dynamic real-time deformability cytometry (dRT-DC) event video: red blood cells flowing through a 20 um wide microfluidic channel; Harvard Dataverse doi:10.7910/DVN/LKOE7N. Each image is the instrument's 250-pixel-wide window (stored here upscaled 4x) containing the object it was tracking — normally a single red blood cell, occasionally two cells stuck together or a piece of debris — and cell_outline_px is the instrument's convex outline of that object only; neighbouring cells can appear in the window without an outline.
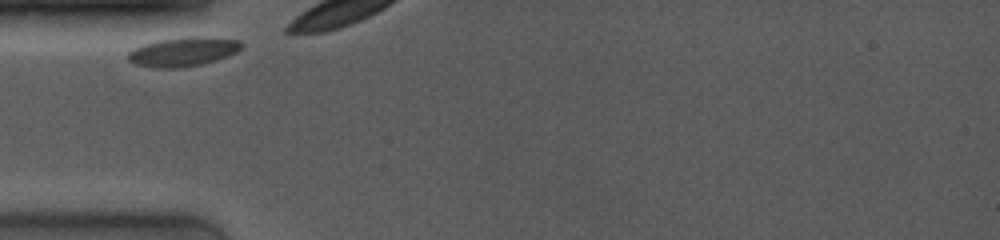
{"species": "common noctule bat (a hibernating species)", "species_latin": "Nyctalus noctula", "temperature_condition": "room temperature", "stored_images_in_passage": 18, "camera_frame_rate_fps": 4000, "um_per_image_px": 0.085, "animal": {"sex": "female", "body_mass_g": 19.0, "forearm_length_mm": 53.3}, "frame": {"image": 1, "passage_image": 1, "time_ms": 0.0, "image_size_px": [1000, 240], "cell_outline_px": [[244, 44], [236, 52], [228, 56], [216, 60], [200, 64], [176, 68], [152, 68], [136, 64], [128, 60], [128, 52], [132, 48], [140, 44], [160, 40], [240, 40]], "centroid_in_image_um": [15.44, 4.47], "position_along_channel_um": 69.6, "area_um2": 18.03}}